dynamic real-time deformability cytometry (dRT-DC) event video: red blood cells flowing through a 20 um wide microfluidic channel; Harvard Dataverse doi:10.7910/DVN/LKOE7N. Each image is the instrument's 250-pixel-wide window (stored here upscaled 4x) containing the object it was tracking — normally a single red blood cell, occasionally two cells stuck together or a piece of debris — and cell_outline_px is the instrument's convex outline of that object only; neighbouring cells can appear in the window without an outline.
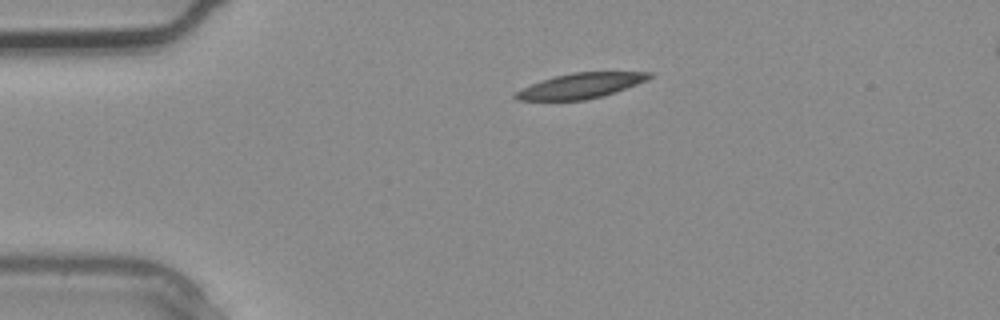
{"species": "common noctule bat (a hibernating species)", "species_latin": "Nyctalus noctula", "temperature_condition": "warm", "stored_images_in_passage": 3, "camera_frame_rate_fps": 3000, "um_per_image_px": 0.085, "animal": {"sex": "male", "body_mass_g": 20.4}, "frame": {"image": 1, "passage_image": 3, "time_ms": 0.667, "image_size_px": [1000, 320], "cell_outline_px": [[652, 76], [648, 80], [604, 96], [584, 100], [516, 100], [512, 96], [516, 92], [540, 80], [572, 72], [652, 72]], "centroid_in_image_um": [49.37, 7.29], "position_along_channel_um": 35.6, "area_um2": 19.54}}